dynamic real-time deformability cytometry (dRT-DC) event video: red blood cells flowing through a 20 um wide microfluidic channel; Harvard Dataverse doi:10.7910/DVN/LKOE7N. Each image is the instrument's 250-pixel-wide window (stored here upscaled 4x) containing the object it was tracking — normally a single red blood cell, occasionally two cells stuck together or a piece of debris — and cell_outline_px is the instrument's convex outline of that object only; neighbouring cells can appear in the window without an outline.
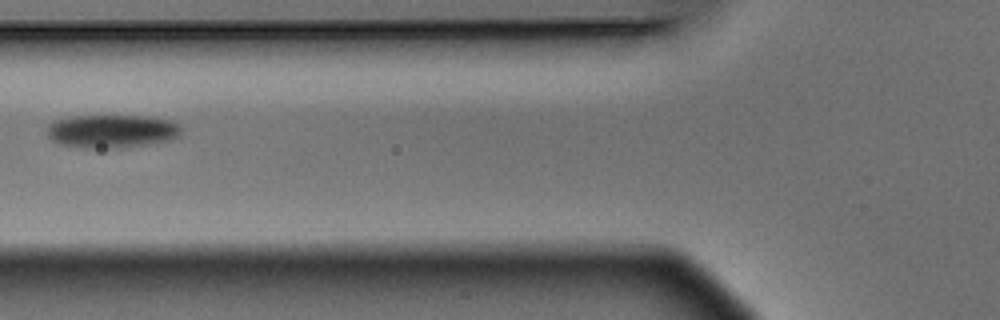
{"species": "Egyptian fruit bat (a non-hibernating species)", "species_latin": "Rousettus aegyptiacus", "temperature_condition": "warm", "stored_images_in_passage": 14, "camera_frame_rate_fps": 3000, "um_per_image_px": 0.085, "animal": {"sex": "male"}, "frame": {"image": 1, "passage_image": 5, "time_ms": 1.333, "image_size_px": [1000, 320], "cell_outline_px": [[180, 136], [172, 140], [148, 144], [120, 148], [84, 148], [60, 144], [52, 140], [48, 136], [48, 124], [52, 120], [72, 116], [148, 116], [172, 120], [180, 124]], "centroid_in_image_um": [9.52, 11.15], "position_along_channel_um": 116.3, "area_um2": 26.36}}
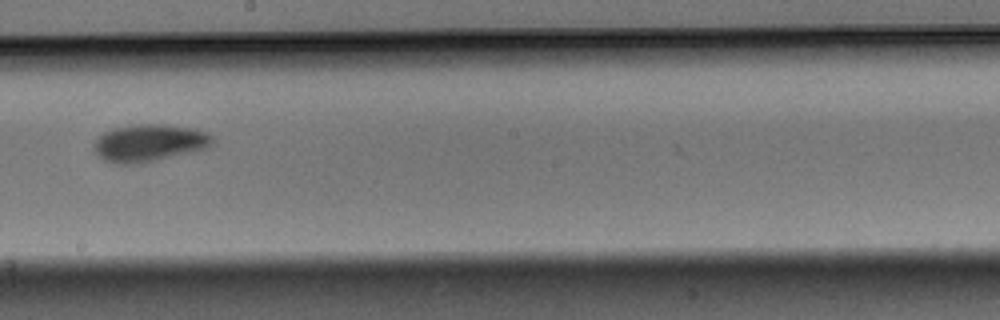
{"frame": {"image": 2, "passage_image": 8, "time_ms": 2.333, "image_size_px": [1000, 320], "cell_outline_px": [[216, 144], [208, 148], [140, 164], [116, 164], [104, 160], [92, 152], [92, 144], [104, 132], [116, 128], [140, 124], [164, 124], [196, 128], [212, 136]], "centroid_in_image_um": [12.69, 12.16], "position_along_channel_um": 235.5, "area_um2": 26.07}}
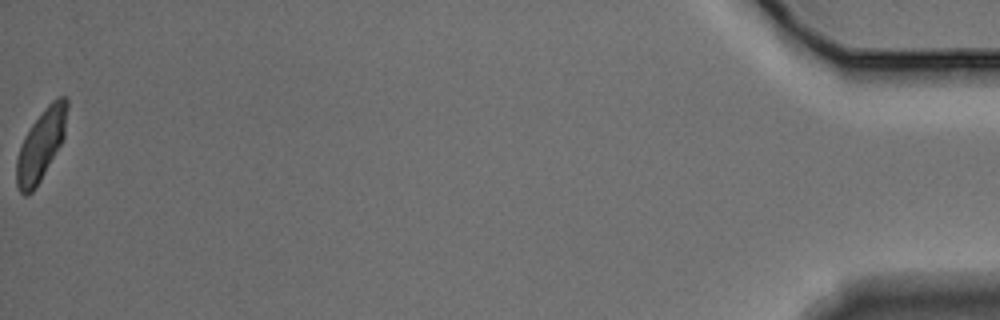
{"frame": {"image": 3, "passage_image": 14, "time_ms": 4.333, "image_size_px": [1000, 320], "cell_outline_px": [[68, 108], [64, 136], [60, 144], [40, 180], [32, 192], [24, 196], [20, 192], [16, 184], [16, 160], [24, 136], [32, 124], [44, 108], [52, 100], [60, 96], [64, 96], [68, 100]], "centroid_in_image_um": [3.48, 12.29], "position_along_channel_um": 431.7, "area_um2": 20.58}}